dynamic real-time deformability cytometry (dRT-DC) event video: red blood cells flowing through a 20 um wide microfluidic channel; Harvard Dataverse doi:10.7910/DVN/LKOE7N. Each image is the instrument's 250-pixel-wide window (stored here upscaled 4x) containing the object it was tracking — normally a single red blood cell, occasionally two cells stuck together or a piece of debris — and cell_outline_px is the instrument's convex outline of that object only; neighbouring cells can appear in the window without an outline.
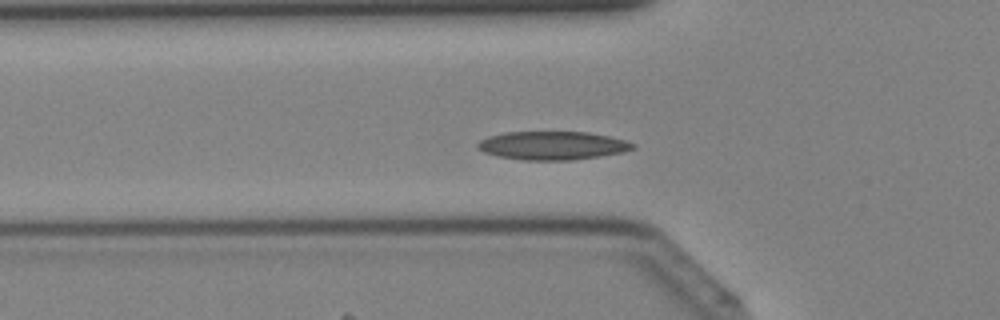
{"species": "Egyptian fruit bat (a non-hibernating species)", "species_latin": "Rousettus aegyptiacus", "temperature_condition": "cold", "stored_images_in_passage": 30, "camera_frame_rate_fps": 3000, "um_per_image_px": 0.085, "animal": {"sex": "female"}, "frame": {"image": 1, "passage_image": 3, "time_ms": 0.667, "image_size_px": [1000, 320], "cell_outline_px": [[636, 148], [624, 152], [600, 156], [572, 160], [524, 160], [496, 156], [484, 152], [476, 148], [476, 144], [480, 140], [488, 136], [504, 132], [588, 132], [608, 136], [624, 140], [636, 144]], "centroid_in_image_um": [46.94, 12.37], "position_along_channel_um": 78.9, "area_um2": 25.84}}
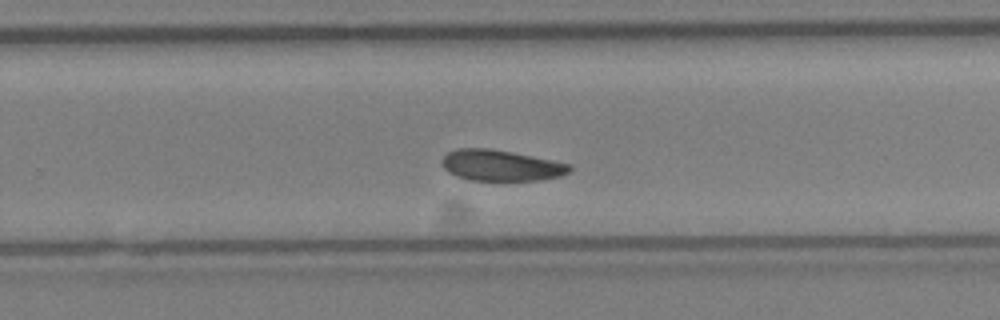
{"frame": {"image": 2, "passage_image": 16, "time_ms": 5.0, "image_size_px": [1000, 320], "cell_outline_px": [[572, 168], [568, 172], [560, 176], [540, 180], [468, 180], [456, 176], [448, 172], [444, 168], [440, 160], [448, 152], [456, 148], [488, 148], [512, 152], [572, 164]], "centroid_in_image_um": [42.55, 14.06], "position_along_channel_um": 287.2, "area_um2": 23.06}}
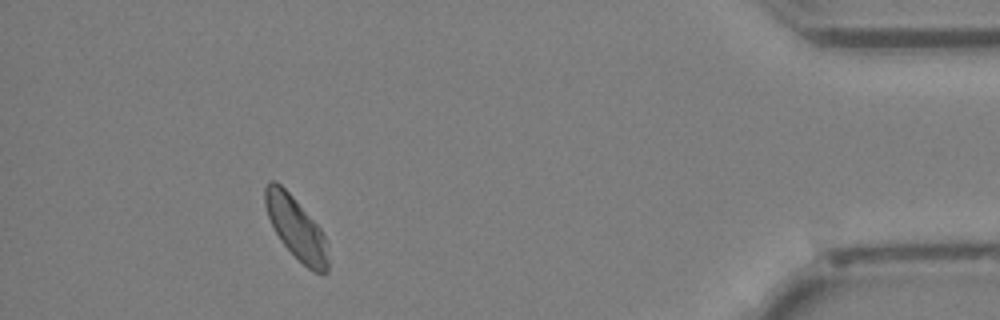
{"frame": {"image": 3, "passage_image": 27, "time_ms": 8.667, "image_size_px": [1000, 320], "cell_outline_px": [[328, 272], [316, 272], [308, 268], [280, 240], [268, 216], [264, 204], [264, 188], [268, 180], [276, 180], [292, 196], [320, 228], [324, 236], [328, 260]], "centroid_in_image_um": [25.13, 19.33], "position_along_channel_um": 410.1, "area_um2": 22.2}}